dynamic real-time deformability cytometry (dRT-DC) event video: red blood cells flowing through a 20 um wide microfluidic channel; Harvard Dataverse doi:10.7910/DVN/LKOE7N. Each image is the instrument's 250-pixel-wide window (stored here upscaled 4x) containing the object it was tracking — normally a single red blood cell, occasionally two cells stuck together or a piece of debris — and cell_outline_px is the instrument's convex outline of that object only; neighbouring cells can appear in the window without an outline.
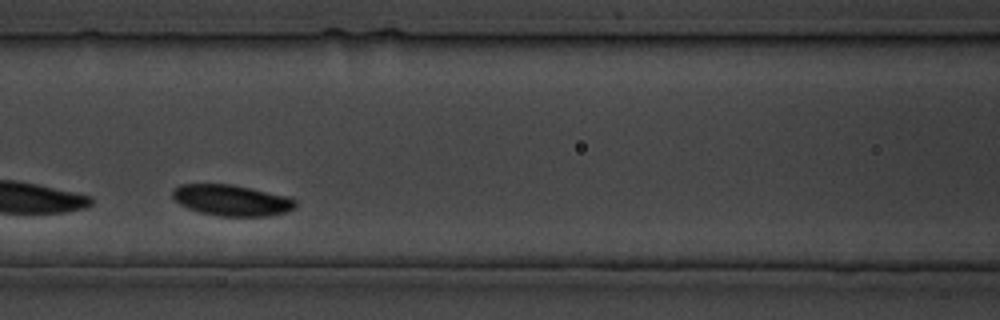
{"species": "common noctule bat (a hibernating species)", "species_latin": "Nyctalus noctula", "temperature_condition": "cold", "stored_images_in_passage": 22, "camera_frame_rate_fps": 3000, "um_per_image_px": 0.085, "animal": {"sex": "male", "body_mass_g": 19.5, "forearm_length_mm": 54.6}, "frame": {"image": 1, "passage_image": 7, "time_ms": 7.667, "image_size_px": [1000, 320], "cell_outline_px": [[296, 204], [292, 208], [284, 212], [268, 216], [216, 216], [200, 212], [188, 208], [180, 204], [172, 196], [172, 188], [180, 184], [232, 184], [252, 188], [288, 196], [296, 200]], "centroid_in_image_um": [19.66, 17.01], "position_along_channel_um": 146.9, "area_um2": 22.25}}
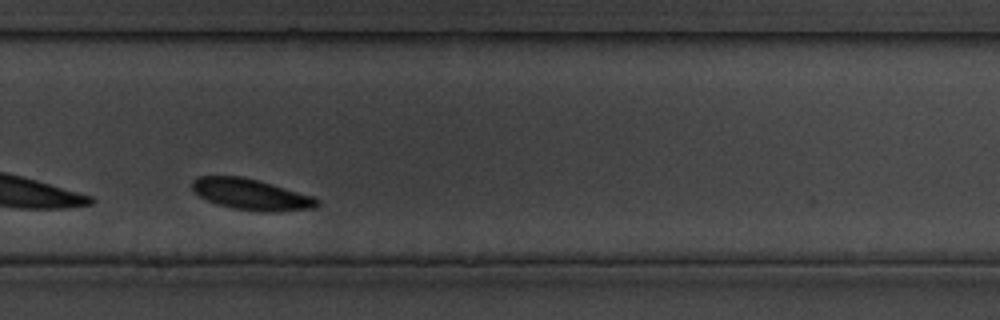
{"frame": {"image": 2, "passage_image": 16, "time_ms": 19.667, "image_size_px": [1000, 320], "cell_outline_px": [[320, 204], [316, 208], [276, 212], [268, 212], [232, 208], [216, 204], [200, 196], [192, 188], [192, 180], [196, 176], [240, 176], [260, 180], [312, 196], [320, 200]], "centroid_in_image_um": [21.37, 16.52], "position_along_channel_um": 308.4, "area_um2": 22.66}}